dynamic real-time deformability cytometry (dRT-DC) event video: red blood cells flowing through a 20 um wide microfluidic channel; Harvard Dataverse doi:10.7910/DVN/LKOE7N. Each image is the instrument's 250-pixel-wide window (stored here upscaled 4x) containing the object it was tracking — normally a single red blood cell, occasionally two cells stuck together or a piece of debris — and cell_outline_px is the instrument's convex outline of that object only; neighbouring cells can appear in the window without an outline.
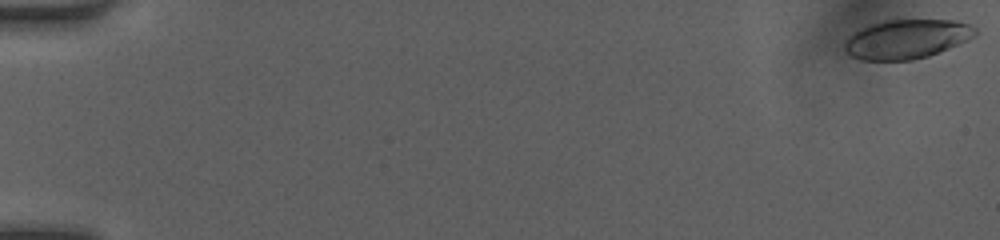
{"species": "human", "species_latin": "Homo sapiens", "temperature_condition": "room temperature", "stored_images_in_passage": 50, "camera_frame_rate_fps": 3000, "um_per_image_px": 0.085, "donor": {"sex": "female"}, "frame": {"image": 1, "passage_image": 1, "time_ms": 0.0, "image_size_px": [1000, 240], "cell_outline_px": [[976, 36], [968, 40], [928, 56], [912, 60], [860, 60], [852, 56], [844, 48], [844, 44], [848, 36], [860, 28], [868, 24], [884, 20], [956, 20], [968, 24], [976, 28]], "centroid_in_image_um": [77.05, 3.31], "position_along_channel_um": 7.9, "area_um2": 29.88}}
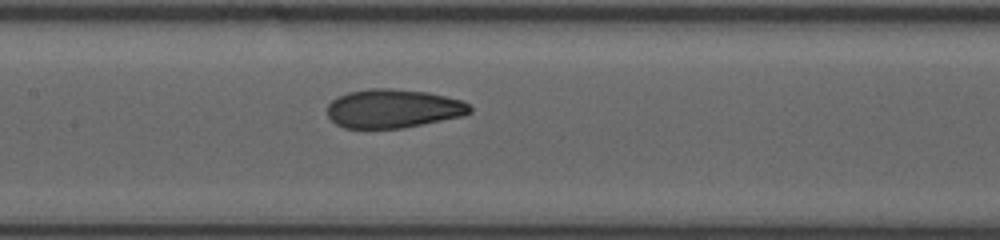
{"frame": {"image": 2, "passage_image": 26, "time_ms": 8.333, "image_size_px": [1000, 240], "cell_outline_px": [[472, 112], [464, 116], [404, 128], [344, 128], [336, 124], [328, 116], [328, 104], [336, 96], [348, 92], [368, 88], [392, 88], [428, 92], [464, 100], [472, 108]], "centroid_in_image_um": [33.44, 9.22], "position_along_channel_um": 174.0, "area_um2": 32.6}}
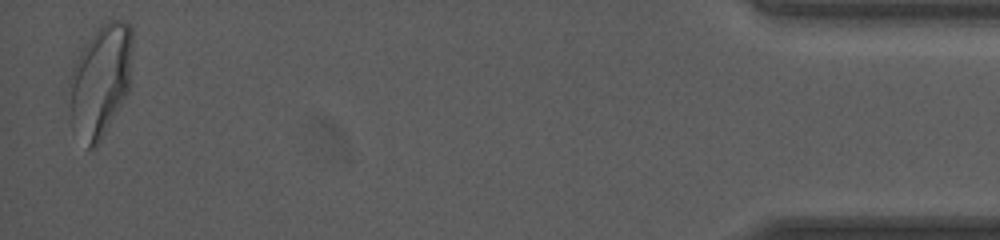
{"frame": {"image": 3, "passage_image": 50, "time_ms": 16.333, "image_size_px": [1000, 240], "cell_outline_px": [[132, 48], [128, 92], [100, 140], [92, 148], [88, 148], [72, 124], [68, 80], [72, 68], [88, 40], [96, 28], [100, 24], [108, 20], [120, 20], [128, 24], [132, 28]], "centroid_in_image_um": [8.54, 6.79], "position_along_channel_um": 426.7, "area_um2": 40.63}, "authors_computed_cell_mechanics": {"area_um2": 32.2813, "velocity_mm_per_s": 4.1673, "shape_relaxation_time_tau1_ms": 5.9715, "shape_relaxation_time_tau2_ms": 1.034, "deformation_change_tau1": 0.1967, "deformation_change_tau2": 0.0667}}